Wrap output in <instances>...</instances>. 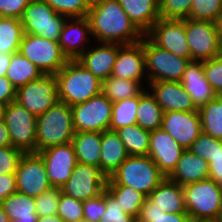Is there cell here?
I'll use <instances>...</instances> for the list:
<instances>
[{
	"instance_id": "34",
	"label": "cell",
	"mask_w": 222,
	"mask_h": 222,
	"mask_svg": "<svg viewBox=\"0 0 222 222\" xmlns=\"http://www.w3.org/2000/svg\"><path fill=\"white\" fill-rule=\"evenodd\" d=\"M202 132L215 139L222 140V96L198 108Z\"/></svg>"
},
{
	"instance_id": "17",
	"label": "cell",
	"mask_w": 222,
	"mask_h": 222,
	"mask_svg": "<svg viewBox=\"0 0 222 222\" xmlns=\"http://www.w3.org/2000/svg\"><path fill=\"white\" fill-rule=\"evenodd\" d=\"M161 128L187 150L202 133L198 111L163 113Z\"/></svg>"
},
{
	"instance_id": "56",
	"label": "cell",
	"mask_w": 222,
	"mask_h": 222,
	"mask_svg": "<svg viewBox=\"0 0 222 222\" xmlns=\"http://www.w3.org/2000/svg\"><path fill=\"white\" fill-rule=\"evenodd\" d=\"M214 23H215V27L217 29L218 35L219 37H221L222 36V11L219 13Z\"/></svg>"
},
{
	"instance_id": "51",
	"label": "cell",
	"mask_w": 222,
	"mask_h": 222,
	"mask_svg": "<svg viewBox=\"0 0 222 222\" xmlns=\"http://www.w3.org/2000/svg\"><path fill=\"white\" fill-rule=\"evenodd\" d=\"M17 191L15 175H0V202Z\"/></svg>"
},
{
	"instance_id": "3",
	"label": "cell",
	"mask_w": 222,
	"mask_h": 222,
	"mask_svg": "<svg viewBox=\"0 0 222 222\" xmlns=\"http://www.w3.org/2000/svg\"><path fill=\"white\" fill-rule=\"evenodd\" d=\"M184 205L192 222L220 221L222 186L208 178L183 186Z\"/></svg>"
},
{
	"instance_id": "18",
	"label": "cell",
	"mask_w": 222,
	"mask_h": 222,
	"mask_svg": "<svg viewBox=\"0 0 222 222\" xmlns=\"http://www.w3.org/2000/svg\"><path fill=\"white\" fill-rule=\"evenodd\" d=\"M184 150L162 128L150 131L148 156L165 177L173 172Z\"/></svg>"
},
{
	"instance_id": "4",
	"label": "cell",
	"mask_w": 222,
	"mask_h": 222,
	"mask_svg": "<svg viewBox=\"0 0 222 222\" xmlns=\"http://www.w3.org/2000/svg\"><path fill=\"white\" fill-rule=\"evenodd\" d=\"M74 134L71 106L59 101L36 118V153L70 143Z\"/></svg>"
},
{
	"instance_id": "58",
	"label": "cell",
	"mask_w": 222,
	"mask_h": 222,
	"mask_svg": "<svg viewBox=\"0 0 222 222\" xmlns=\"http://www.w3.org/2000/svg\"><path fill=\"white\" fill-rule=\"evenodd\" d=\"M6 105L0 102V120L4 119Z\"/></svg>"
},
{
	"instance_id": "39",
	"label": "cell",
	"mask_w": 222,
	"mask_h": 222,
	"mask_svg": "<svg viewBox=\"0 0 222 222\" xmlns=\"http://www.w3.org/2000/svg\"><path fill=\"white\" fill-rule=\"evenodd\" d=\"M53 10L67 18L86 17L93 0H43Z\"/></svg>"
},
{
	"instance_id": "49",
	"label": "cell",
	"mask_w": 222,
	"mask_h": 222,
	"mask_svg": "<svg viewBox=\"0 0 222 222\" xmlns=\"http://www.w3.org/2000/svg\"><path fill=\"white\" fill-rule=\"evenodd\" d=\"M31 0H0V17L21 19Z\"/></svg>"
},
{
	"instance_id": "37",
	"label": "cell",
	"mask_w": 222,
	"mask_h": 222,
	"mask_svg": "<svg viewBox=\"0 0 222 222\" xmlns=\"http://www.w3.org/2000/svg\"><path fill=\"white\" fill-rule=\"evenodd\" d=\"M139 95L113 103L110 130L115 131L123 126L137 124Z\"/></svg>"
},
{
	"instance_id": "44",
	"label": "cell",
	"mask_w": 222,
	"mask_h": 222,
	"mask_svg": "<svg viewBox=\"0 0 222 222\" xmlns=\"http://www.w3.org/2000/svg\"><path fill=\"white\" fill-rule=\"evenodd\" d=\"M61 192V188L52 187L35 197L36 213L38 216H50L57 214Z\"/></svg>"
},
{
	"instance_id": "19",
	"label": "cell",
	"mask_w": 222,
	"mask_h": 222,
	"mask_svg": "<svg viewBox=\"0 0 222 222\" xmlns=\"http://www.w3.org/2000/svg\"><path fill=\"white\" fill-rule=\"evenodd\" d=\"M147 88L164 113L198 111L192 97L179 81L148 82Z\"/></svg>"
},
{
	"instance_id": "38",
	"label": "cell",
	"mask_w": 222,
	"mask_h": 222,
	"mask_svg": "<svg viewBox=\"0 0 222 222\" xmlns=\"http://www.w3.org/2000/svg\"><path fill=\"white\" fill-rule=\"evenodd\" d=\"M137 222H192L187 213H166L147 197L140 210Z\"/></svg>"
},
{
	"instance_id": "29",
	"label": "cell",
	"mask_w": 222,
	"mask_h": 222,
	"mask_svg": "<svg viewBox=\"0 0 222 222\" xmlns=\"http://www.w3.org/2000/svg\"><path fill=\"white\" fill-rule=\"evenodd\" d=\"M0 203L10 222H37L35 198L16 191Z\"/></svg>"
},
{
	"instance_id": "1",
	"label": "cell",
	"mask_w": 222,
	"mask_h": 222,
	"mask_svg": "<svg viewBox=\"0 0 222 222\" xmlns=\"http://www.w3.org/2000/svg\"><path fill=\"white\" fill-rule=\"evenodd\" d=\"M86 17L92 41L130 45L140 42L144 36L117 0H93Z\"/></svg>"
},
{
	"instance_id": "50",
	"label": "cell",
	"mask_w": 222,
	"mask_h": 222,
	"mask_svg": "<svg viewBox=\"0 0 222 222\" xmlns=\"http://www.w3.org/2000/svg\"><path fill=\"white\" fill-rule=\"evenodd\" d=\"M16 99V88L6 76L0 77V102L8 105Z\"/></svg>"
},
{
	"instance_id": "40",
	"label": "cell",
	"mask_w": 222,
	"mask_h": 222,
	"mask_svg": "<svg viewBox=\"0 0 222 222\" xmlns=\"http://www.w3.org/2000/svg\"><path fill=\"white\" fill-rule=\"evenodd\" d=\"M188 150L210 163L214 156L222 154V140L202 132Z\"/></svg>"
},
{
	"instance_id": "13",
	"label": "cell",
	"mask_w": 222,
	"mask_h": 222,
	"mask_svg": "<svg viewBox=\"0 0 222 222\" xmlns=\"http://www.w3.org/2000/svg\"><path fill=\"white\" fill-rule=\"evenodd\" d=\"M185 34L191 60L205 61L219 56L220 37L214 22L188 18Z\"/></svg>"
},
{
	"instance_id": "59",
	"label": "cell",
	"mask_w": 222,
	"mask_h": 222,
	"mask_svg": "<svg viewBox=\"0 0 222 222\" xmlns=\"http://www.w3.org/2000/svg\"><path fill=\"white\" fill-rule=\"evenodd\" d=\"M219 55L222 57V36L220 37Z\"/></svg>"
},
{
	"instance_id": "8",
	"label": "cell",
	"mask_w": 222,
	"mask_h": 222,
	"mask_svg": "<svg viewBox=\"0 0 222 222\" xmlns=\"http://www.w3.org/2000/svg\"><path fill=\"white\" fill-rule=\"evenodd\" d=\"M67 17L56 13L43 0H31L24 10L21 23L24 33L59 41Z\"/></svg>"
},
{
	"instance_id": "41",
	"label": "cell",
	"mask_w": 222,
	"mask_h": 222,
	"mask_svg": "<svg viewBox=\"0 0 222 222\" xmlns=\"http://www.w3.org/2000/svg\"><path fill=\"white\" fill-rule=\"evenodd\" d=\"M222 11V0H192L189 19L215 22Z\"/></svg>"
},
{
	"instance_id": "48",
	"label": "cell",
	"mask_w": 222,
	"mask_h": 222,
	"mask_svg": "<svg viewBox=\"0 0 222 222\" xmlns=\"http://www.w3.org/2000/svg\"><path fill=\"white\" fill-rule=\"evenodd\" d=\"M105 213V190L97 197L83 201V216L87 222H100Z\"/></svg>"
},
{
	"instance_id": "28",
	"label": "cell",
	"mask_w": 222,
	"mask_h": 222,
	"mask_svg": "<svg viewBox=\"0 0 222 222\" xmlns=\"http://www.w3.org/2000/svg\"><path fill=\"white\" fill-rule=\"evenodd\" d=\"M102 132H75L71 143L77 163L100 168Z\"/></svg>"
},
{
	"instance_id": "55",
	"label": "cell",
	"mask_w": 222,
	"mask_h": 222,
	"mask_svg": "<svg viewBox=\"0 0 222 222\" xmlns=\"http://www.w3.org/2000/svg\"><path fill=\"white\" fill-rule=\"evenodd\" d=\"M37 222H65L58 214L50 216H38Z\"/></svg>"
},
{
	"instance_id": "25",
	"label": "cell",
	"mask_w": 222,
	"mask_h": 222,
	"mask_svg": "<svg viewBox=\"0 0 222 222\" xmlns=\"http://www.w3.org/2000/svg\"><path fill=\"white\" fill-rule=\"evenodd\" d=\"M134 25L145 35L160 18L159 0H117Z\"/></svg>"
},
{
	"instance_id": "47",
	"label": "cell",
	"mask_w": 222,
	"mask_h": 222,
	"mask_svg": "<svg viewBox=\"0 0 222 222\" xmlns=\"http://www.w3.org/2000/svg\"><path fill=\"white\" fill-rule=\"evenodd\" d=\"M23 154L21 150L12 146L0 147V175H15Z\"/></svg>"
},
{
	"instance_id": "6",
	"label": "cell",
	"mask_w": 222,
	"mask_h": 222,
	"mask_svg": "<svg viewBox=\"0 0 222 222\" xmlns=\"http://www.w3.org/2000/svg\"><path fill=\"white\" fill-rule=\"evenodd\" d=\"M143 49L148 82L181 81L191 59L176 56L158 47L146 35L143 36Z\"/></svg>"
},
{
	"instance_id": "10",
	"label": "cell",
	"mask_w": 222,
	"mask_h": 222,
	"mask_svg": "<svg viewBox=\"0 0 222 222\" xmlns=\"http://www.w3.org/2000/svg\"><path fill=\"white\" fill-rule=\"evenodd\" d=\"M113 103L101 92L84 103L71 107L75 132L110 130Z\"/></svg>"
},
{
	"instance_id": "12",
	"label": "cell",
	"mask_w": 222,
	"mask_h": 222,
	"mask_svg": "<svg viewBox=\"0 0 222 222\" xmlns=\"http://www.w3.org/2000/svg\"><path fill=\"white\" fill-rule=\"evenodd\" d=\"M107 176L99 167L77 163L62 193L79 201L97 197L106 189Z\"/></svg>"
},
{
	"instance_id": "54",
	"label": "cell",
	"mask_w": 222,
	"mask_h": 222,
	"mask_svg": "<svg viewBox=\"0 0 222 222\" xmlns=\"http://www.w3.org/2000/svg\"><path fill=\"white\" fill-rule=\"evenodd\" d=\"M12 54L0 52V77L6 76Z\"/></svg>"
},
{
	"instance_id": "7",
	"label": "cell",
	"mask_w": 222,
	"mask_h": 222,
	"mask_svg": "<svg viewBox=\"0 0 222 222\" xmlns=\"http://www.w3.org/2000/svg\"><path fill=\"white\" fill-rule=\"evenodd\" d=\"M19 52L44 75H55L68 61L58 41L33 34H24Z\"/></svg>"
},
{
	"instance_id": "35",
	"label": "cell",
	"mask_w": 222,
	"mask_h": 222,
	"mask_svg": "<svg viewBox=\"0 0 222 222\" xmlns=\"http://www.w3.org/2000/svg\"><path fill=\"white\" fill-rule=\"evenodd\" d=\"M24 34L21 19L0 17V52L6 54L19 52Z\"/></svg>"
},
{
	"instance_id": "16",
	"label": "cell",
	"mask_w": 222,
	"mask_h": 222,
	"mask_svg": "<svg viewBox=\"0 0 222 222\" xmlns=\"http://www.w3.org/2000/svg\"><path fill=\"white\" fill-rule=\"evenodd\" d=\"M38 154L44 161L46 176L52 187L61 188L68 181L77 164L72 143L56 145Z\"/></svg>"
},
{
	"instance_id": "20",
	"label": "cell",
	"mask_w": 222,
	"mask_h": 222,
	"mask_svg": "<svg viewBox=\"0 0 222 222\" xmlns=\"http://www.w3.org/2000/svg\"><path fill=\"white\" fill-rule=\"evenodd\" d=\"M90 39L92 36L87 17L67 18L58 42L68 60H76L89 48Z\"/></svg>"
},
{
	"instance_id": "2",
	"label": "cell",
	"mask_w": 222,
	"mask_h": 222,
	"mask_svg": "<svg viewBox=\"0 0 222 222\" xmlns=\"http://www.w3.org/2000/svg\"><path fill=\"white\" fill-rule=\"evenodd\" d=\"M55 77L59 101L71 107L101 93L102 82L77 59L68 60Z\"/></svg>"
},
{
	"instance_id": "21",
	"label": "cell",
	"mask_w": 222,
	"mask_h": 222,
	"mask_svg": "<svg viewBox=\"0 0 222 222\" xmlns=\"http://www.w3.org/2000/svg\"><path fill=\"white\" fill-rule=\"evenodd\" d=\"M111 76L130 79L148 84L145 72V55L143 38L140 42L130 45H122L118 49L117 59L113 66Z\"/></svg>"
},
{
	"instance_id": "52",
	"label": "cell",
	"mask_w": 222,
	"mask_h": 222,
	"mask_svg": "<svg viewBox=\"0 0 222 222\" xmlns=\"http://www.w3.org/2000/svg\"><path fill=\"white\" fill-rule=\"evenodd\" d=\"M209 178L222 186V154H217L209 163Z\"/></svg>"
},
{
	"instance_id": "26",
	"label": "cell",
	"mask_w": 222,
	"mask_h": 222,
	"mask_svg": "<svg viewBox=\"0 0 222 222\" xmlns=\"http://www.w3.org/2000/svg\"><path fill=\"white\" fill-rule=\"evenodd\" d=\"M147 198L166 213H187L184 205L183 186L167 177Z\"/></svg>"
},
{
	"instance_id": "46",
	"label": "cell",
	"mask_w": 222,
	"mask_h": 222,
	"mask_svg": "<svg viewBox=\"0 0 222 222\" xmlns=\"http://www.w3.org/2000/svg\"><path fill=\"white\" fill-rule=\"evenodd\" d=\"M203 69L207 81L217 95H222V57L219 55L203 61Z\"/></svg>"
},
{
	"instance_id": "30",
	"label": "cell",
	"mask_w": 222,
	"mask_h": 222,
	"mask_svg": "<svg viewBox=\"0 0 222 222\" xmlns=\"http://www.w3.org/2000/svg\"><path fill=\"white\" fill-rule=\"evenodd\" d=\"M43 75L42 71L20 52L12 54L6 77L16 89L40 79Z\"/></svg>"
},
{
	"instance_id": "5",
	"label": "cell",
	"mask_w": 222,
	"mask_h": 222,
	"mask_svg": "<svg viewBox=\"0 0 222 222\" xmlns=\"http://www.w3.org/2000/svg\"><path fill=\"white\" fill-rule=\"evenodd\" d=\"M165 176L148 156H128L107 178L106 184L129 186L148 197Z\"/></svg>"
},
{
	"instance_id": "31",
	"label": "cell",
	"mask_w": 222,
	"mask_h": 222,
	"mask_svg": "<svg viewBox=\"0 0 222 222\" xmlns=\"http://www.w3.org/2000/svg\"><path fill=\"white\" fill-rule=\"evenodd\" d=\"M163 113L161 106L156 102L148 88H146L139 95L137 125L148 131L161 128Z\"/></svg>"
},
{
	"instance_id": "42",
	"label": "cell",
	"mask_w": 222,
	"mask_h": 222,
	"mask_svg": "<svg viewBox=\"0 0 222 222\" xmlns=\"http://www.w3.org/2000/svg\"><path fill=\"white\" fill-rule=\"evenodd\" d=\"M192 0H159L161 19H188Z\"/></svg>"
},
{
	"instance_id": "22",
	"label": "cell",
	"mask_w": 222,
	"mask_h": 222,
	"mask_svg": "<svg viewBox=\"0 0 222 222\" xmlns=\"http://www.w3.org/2000/svg\"><path fill=\"white\" fill-rule=\"evenodd\" d=\"M97 44L94 47L89 46L77 60L102 82L111 76L118 49L122 45L102 42Z\"/></svg>"
},
{
	"instance_id": "33",
	"label": "cell",
	"mask_w": 222,
	"mask_h": 222,
	"mask_svg": "<svg viewBox=\"0 0 222 222\" xmlns=\"http://www.w3.org/2000/svg\"><path fill=\"white\" fill-rule=\"evenodd\" d=\"M115 132L123 142L128 156L148 155L150 131L132 124L118 128Z\"/></svg>"
},
{
	"instance_id": "57",
	"label": "cell",
	"mask_w": 222,
	"mask_h": 222,
	"mask_svg": "<svg viewBox=\"0 0 222 222\" xmlns=\"http://www.w3.org/2000/svg\"><path fill=\"white\" fill-rule=\"evenodd\" d=\"M0 222H10L0 203Z\"/></svg>"
},
{
	"instance_id": "14",
	"label": "cell",
	"mask_w": 222,
	"mask_h": 222,
	"mask_svg": "<svg viewBox=\"0 0 222 222\" xmlns=\"http://www.w3.org/2000/svg\"><path fill=\"white\" fill-rule=\"evenodd\" d=\"M15 176L17 191L33 198L52 188L44 161L38 153H24Z\"/></svg>"
},
{
	"instance_id": "11",
	"label": "cell",
	"mask_w": 222,
	"mask_h": 222,
	"mask_svg": "<svg viewBox=\"0 0 222 222\" xmlns=\"http://www.w3.org/2000/svg\"><path fill=\"white\" fill-rule=\"evenodd\" d=\"M4 120L11 146L23 153H36V117L14 101L6 105Z\"/></svg>"
},
{
	"instance_id": "53",
	"label": "cell",
	"mask_w": 222,
	"mask_h": 222,
	"mask_svg": "<svg viewBox=\"0 0 222 222\" xmlns=\"http://www.w3.org/2000/svg\"><path fill=\"white\" fill-rule=\"evenodd\" d=\"M11 146L10 135L5 120H0V147Z\"/></svg>"
},
{
	"instance_id": "23",
	"label": "cell",
	"mask_w": 222,
	"mask_h": 222,
	"mask_svg": "<svg viewBox=\"0 0 222 222\" xmlns=\"http://www.w3.org/2000/svg\"><path fill=\"white\" fill-rule=\"evenodd\" d=\"M180 82L192 97L193 103L197 108H200L217 96L206 79L203 61H189Z\"/></svg>"
},
{
	"instance_id": "9",
	"label": "cell",
	"mask_w": 222,
	"mask_h": 222,
	"mask_svg": "<svg viewBox=\"0 0 222 222\" xmlns=\"http://www.w3.org/2000/svg\"><path fill=\"white\" fill-rule=\"evenodd\" d=\"M15 102L36 118L46 113L59 102L55 75H43L16 89Z\"/></svg>"
},
{
	"instance_id": "15",
	"label": "cell",
	"mask_w": 222,
	"mask_h": 222,
	"mask_svg": "<svg viewBox=\"0 0 222 222\" xmlns=\"http://www.w3.org/2000/svg\"><path fill=\"white\" fill-rule=\"evenodd\" d=\"M185 33L186 19L159 18L145 35L158 47L176 56L191 59Z\"/></svg>"
},
{
	"instance_id": "24",
	"label": "cell",
	"mask_w": 222,
	"mask_h": 222,
	"mask_svg": "<svg viewBox=\"0 0 222 222\" xmlns=\"http://www.w3.org/2000/svg\"><path fill=\"white\" fill-rule=\"evenodd\" d=\"M181 186L209 178V163L191 151L184 150L173 172L167 177Z\"/></svg>"
},
{
	"instance_id": "36",
	"label": "cell",
	"mask_w": 222,
	"mask_h": 222,
	"mask_svg": "<svg viewBox=\"0 0 222 222\" xmlns=\"http://www.w3.org/2000/svg\"><path fill=\"white\" fill-rule=\"evenodd\" d=\"M106 189L119 201L125 213L138 218L146 198L144 194L129 186L119 184H106Z\"/></svg>"
},
{
	"instance_id": "43",
	"label": "cell",
	"mask_w": 222,
	"mask_h": 222,
	"mask_svg": "<svg viewBox=\"0 0 222 222\" xmlns=\"http://www.w3.org/2000/svg\"><path fill=\"white\" fill-rule=\"evenodd\" d=\"M57 214L65 222H78L84 219L83 202L61 192Z\"/></svg>"
},
{
	"instance_id": "27",
	"label": "cell",
	"mask_w": 222,
	"mask_h": 222,
	"mask_svg": "<svg viewBox=\"0 0 222 222\" xmlns=\"http://www.w3.org/2000/svg\"><path fill=\"white\" fill-rule=\"evenodd\" d=\"M128 154L118 134L112 130L102 132L100 170L110 177L127 159Z\"/></svg>"
},
{
	"instance_id": "32",
	"label": "cell",
	"mask_w": 222,
	"mask_h": 222,
	"mask_svg": "<svg viewBox=\"0 0 222 222\" xmlns=\"http://www.w3.org/2000/svg\"><path fill=\"white\" fill-rule=\"evenodd\" d=\"M144 82L110 76L102 81L101 92L112 102L140 95L147 86Z\"/></svg>"
},
{
	"instance_id": "45",
	"label": "cell",
	"mask_w": 222,
	"mask_h": 222,
	"mask_svg": "<svg viewBox=\"0 0 222 222\" xmlns=\"http://www.w3.org/2000/svg\"><path fill=\"white\" fill-rule=\"evenodd\" d=\"M100 222H137V219L125 213L119 201L105 189V213Z\"/></svg>"
}]
</instances>
